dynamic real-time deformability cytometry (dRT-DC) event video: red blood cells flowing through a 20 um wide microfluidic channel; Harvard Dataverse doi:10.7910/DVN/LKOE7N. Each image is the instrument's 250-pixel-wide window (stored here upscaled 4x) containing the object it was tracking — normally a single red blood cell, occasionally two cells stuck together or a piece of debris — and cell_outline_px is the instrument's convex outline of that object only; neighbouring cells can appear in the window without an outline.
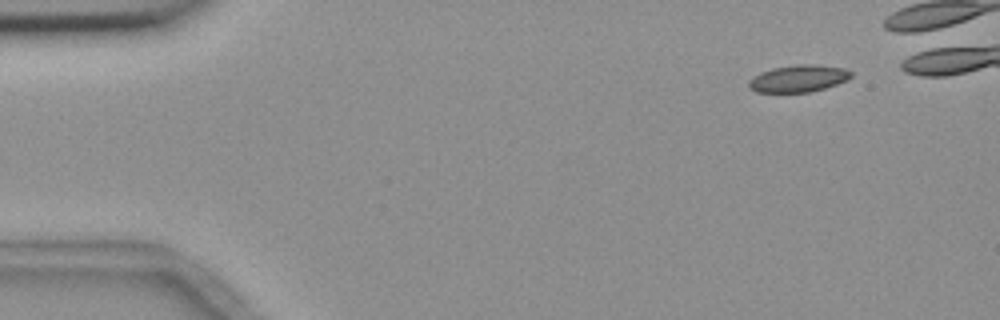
{"species": "common noctule bat (a hibernating species)", "species_latin": "Nyctalus noctula", "temperature_condition": "room temperature", "stored_images_in_passage": 4, "camera_frame_rate_fps": 3000, "um_per_image_px": 0.085, "animal": {"sex": "female", "body_mass_g": 18.4}, "frame": {"image": 1, "passage_image": 2, "time_ms": 1.0, "image_size_px": [1000, 320], "cell_outline_px": [[852, 76], [848, 80], [812, 92], [756, 92], [748, 88], [748, 80], [752, 76], [760, 72], [772, 68], [800, 64], [812, 64], [844, 68], [852, 72]], "centroid_in_image_um": [67.84, 6.67], "position_along_channel_um": 17.2, "area_um2": 16.24}}